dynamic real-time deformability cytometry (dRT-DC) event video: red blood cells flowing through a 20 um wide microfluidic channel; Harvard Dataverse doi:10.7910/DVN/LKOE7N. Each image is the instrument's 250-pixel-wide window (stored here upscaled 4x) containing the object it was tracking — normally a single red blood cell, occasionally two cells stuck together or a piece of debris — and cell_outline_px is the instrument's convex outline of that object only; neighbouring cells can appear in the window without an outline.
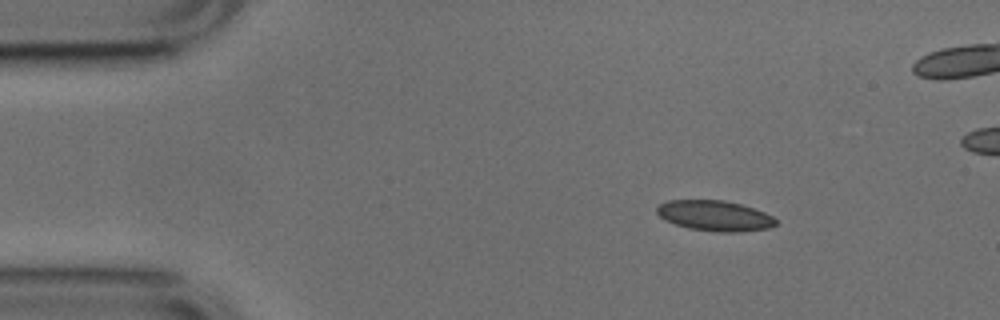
{"species": "common noctule bat (a hibernating species)", "species_latin": "Nyctalus noctula", "temperature_condition": "cold", "stored_images_in_passage": 47, "camera_frame_rate_fps": 3000, "um_per_image_px": 0.085, "animal": {"sex": "male", "body_mass_g": 17.9, "forearm_length_mm": 54.2}, "frame": {"image": 1, "passage_image": 1, "time_ms": 0.0, "image_size_px": [1000, 320], "cell_outline_px": [[776, 224], [768, 228], [736, 232], [716, 232], [688, 228], [664, 220], [656, 212], [656, 208], [660, 204], [668, 200], [724, 200], [740, 204], [764, 212], [772, 216], [776, 220]], "centroid_in_image_um": [60.72, 18.33], "position_along_channel_um": 24.3, "area_um2": 20.98}}
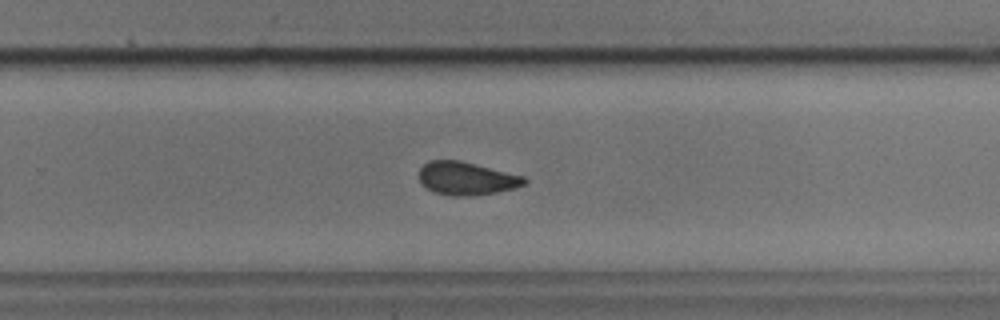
{"frame": {"image": 2, "passage_image": 27, "time_ms": 8.667, "image_size_px": [1000, 320], "cell_outline_px": [[528, 180], [524, 184], [512, 188], [496, 192], [472, 196], [448, 196], [436, 192], [428, 188], [420, 180], [420, 168], [428, 160], [460, 160], [524, 176]], "centroid_in_image_um": [39.65, 15.16], "position_along_channel_um": 290.2, "area_um2": 20.11}}
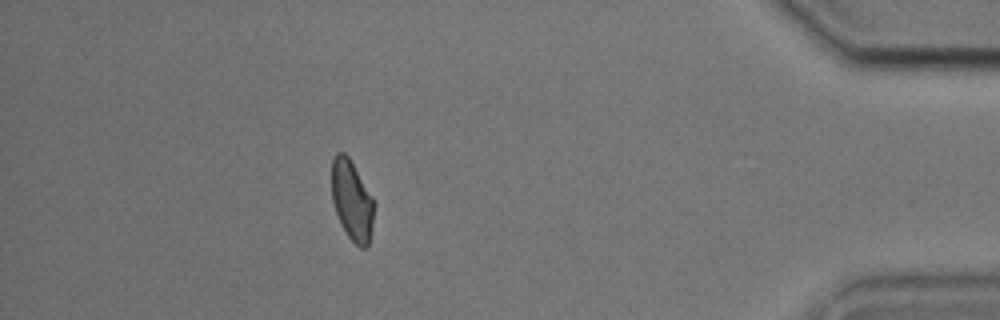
{"frame": {"image": 3, "passage_image": 40, "time_ms": 13.0, "image_size_px": [1000, 320], "cell_outline_px": [[372, 224], [368, 244], [364, 248], [360, 248], [348, 236], [336, 212], [332, 200], [332, 160], [336, 152], [344, 152], [348, 156], [372, 196]], "centroid_in_image_um": [29.88, 17.0], "position_along_channel_um": 405.3, "area_um2": 19.13}, "authors_computed_cell_mechanics": {"area_um2": 20.9236, "velocity_mm_per_s": 3.7919, "shape_relaxation_time_tau1_ms": 10.5621, "shape_relaxation_time_tau2_ms": 1.4571, "deformation_change_tau1": 0.1344, "deformation_change_tau2": 0.0732}}